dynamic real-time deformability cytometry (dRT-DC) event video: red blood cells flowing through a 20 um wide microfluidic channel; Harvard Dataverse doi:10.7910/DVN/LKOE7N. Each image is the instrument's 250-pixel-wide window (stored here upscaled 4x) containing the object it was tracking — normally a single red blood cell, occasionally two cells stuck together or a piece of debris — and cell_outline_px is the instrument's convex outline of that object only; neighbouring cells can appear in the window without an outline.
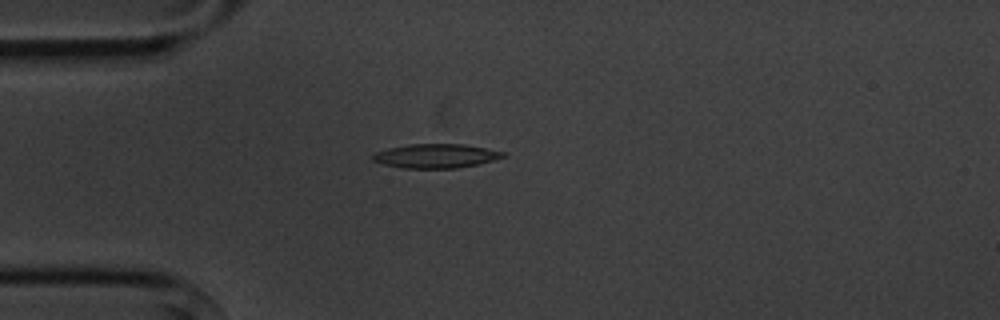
{"species": "common noctule bat (a hibernating species)", "species_latin": "Nyctalus noctula", "temperature_condition": "cold", "stored_images_in_passage": 4, "camera_frame_rate_fps": 3000, "um_per_image_px": 0.085, "animal": {"sex": "male", "body_mass_g": 20.1, "forearm_length_mm": 53.5}, "frame": {"image": 1, "passage_image": 4, "time_ms": 3.333, "image_size_px": [1000, 320], "cell_outline_px": [[508, 156], [476, 164], [456, 168], [400, 168], [384, 164], [372, 160], [372, 152], [388, 148], [408, 144], [464, 144], [504, 152]], "centroid_in_image_um": [36.99, 13.25], "position_along_channel_um": 48.0, "area_um2": 18.26}}